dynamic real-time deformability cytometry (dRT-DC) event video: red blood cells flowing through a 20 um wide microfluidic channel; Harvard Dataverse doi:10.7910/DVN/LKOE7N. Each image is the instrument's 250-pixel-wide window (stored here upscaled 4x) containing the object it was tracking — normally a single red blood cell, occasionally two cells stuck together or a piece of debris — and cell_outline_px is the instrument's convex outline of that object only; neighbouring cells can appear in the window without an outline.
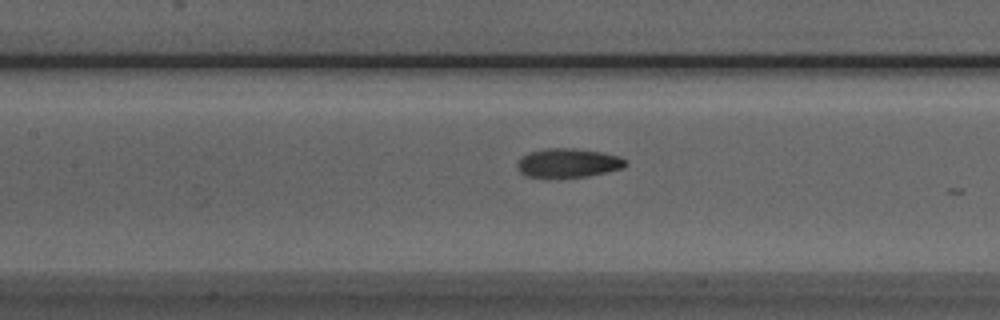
{"species": "Egyptian fruit bat (a non-hibernating species)", "species_latin": "Rousettus aegyptiacus", "temperature_condition": "room temperature", "stored_images_in_passage": 28, "camera_frame_rate_fps": 3000, "um_per_image_px": 0.085, "animal": {"sex": "male"}, "frame": {"image": 1, "passage_image": 12, "time_ms": 3.667, "image_size_px": [1000, 320], "cell_outline_px": [[628, 164], [620, 168], [588, 176], [524, 176], [520, 172], [516, 164], [520, 156], [528, 152], [548, 148], [572, 148], [600, 152], [620, 156]], "centroid_in_image_um": [48.24, 13.82], "position_along_channel_um": 159.2, "area_um2": 17.92}}
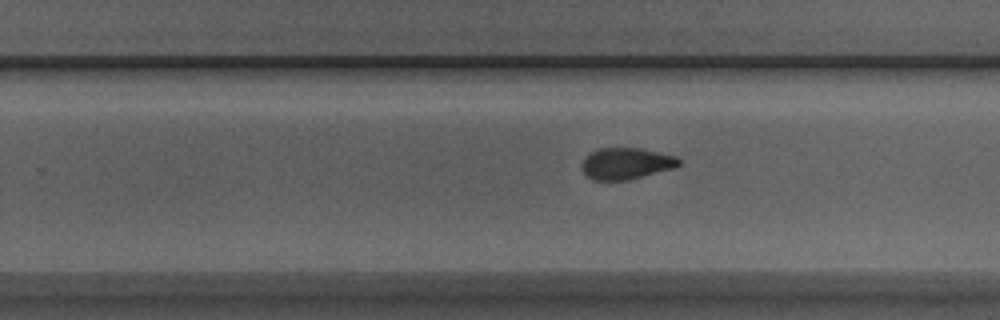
{"frame": {"image": 2, "passage_image": 21, "time_ms": 6.667, "image_size_px": [1000, 320], "cell_outline_px": [[680, 164], [676, 168], [628, 180], [592, 180], [580, 168], [584, 156], [600, 148], [640, 148], [676, 156], [680, 160]], "centroid_in_image_um": [53.22, 13.9], "position_along_channel_um": 276.6, "area_um2": 17.92}}
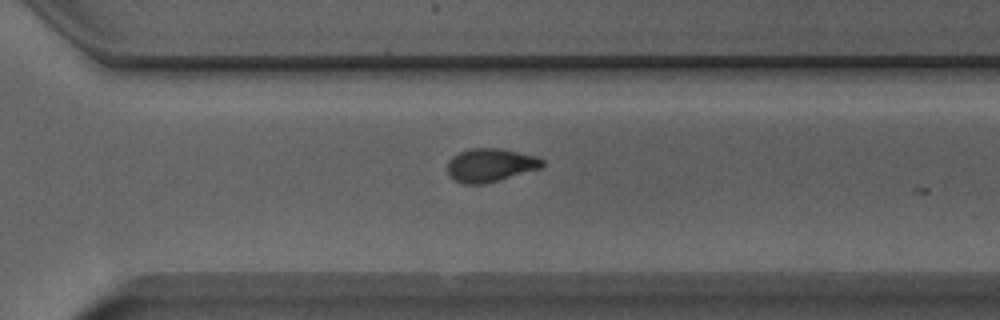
{"frame": {"image": 3, "passage_image": 25, "time_ms": 8.0, "image_size_px": [1000, 320], "cell_outline_px": [[544, 164], [540, 168], [484, 184], [464, 184], [456, 180], [448, 172], [448, 160], [452, 156], [460, 152], [472, 148], [496, 148], [536, 156], [544, 160]], "centroid_in_image_um": [41.67, 14.03], "position_along_channel_um": 328.9, "area_um2": 18.09}}